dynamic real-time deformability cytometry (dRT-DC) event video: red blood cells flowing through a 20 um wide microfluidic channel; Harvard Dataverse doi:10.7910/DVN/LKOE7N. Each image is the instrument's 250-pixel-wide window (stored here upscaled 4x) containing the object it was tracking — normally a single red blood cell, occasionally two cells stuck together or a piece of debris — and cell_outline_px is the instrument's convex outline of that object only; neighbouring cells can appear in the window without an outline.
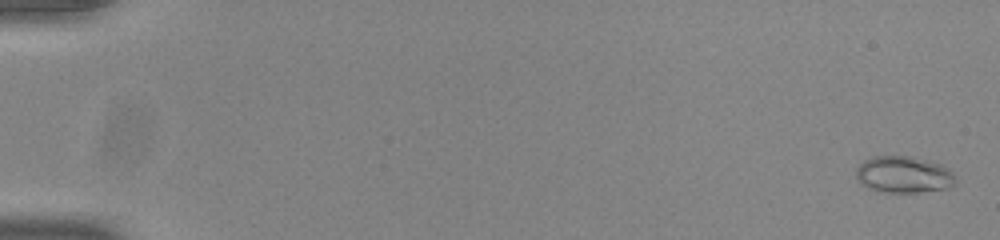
{"species": "common noctule bat (a hibernating species)", "species_latin": "Nyctalus noctula", "temperature_condition": "room temperature", "stored_images_in_passage": 55, "camera_frame_rate_fps": 3000, "um_per_image_px": 0.085, "animal": {"sex": "male", "body_mass_g": 20.0, "forearm_length_mm": 53.3}, "frame": {"image": 1, "passage_image": 2, "time_ms": 0.333, "image_size_px": [1000, 240], "cell_outline_px": [[956, 184], [948, 188], [916, 192], [884, 192], [868, 188], [856, 176], [856, 168], [864, 160], [872, 156], [912, 156], [940, 164], [948, 168], [952, 172], [956, 180]], "centroid_in_image_um": [76.83, 14.83], "position_along_channel_um": 8.2, "area_um2": 21.15}}
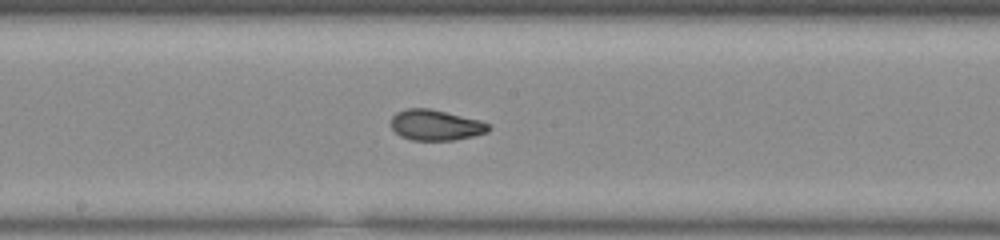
{"frame": {"image": 2, "passage_image": 31, "time_ms": 10.0, "image_size_px": [1000, 240], "cell_outline_px": [[492, 128], [488, 132], [456, 140], [412, 140], [400, 136], [392, 128], [392, 116], [396, 112], [408, 108], [428, 108], [480, 120], [488, 124]], "centroid_in_image_um": [37.04, 10.63], "position_along_channel_um": 211.2, "area_um2": 17.34}}
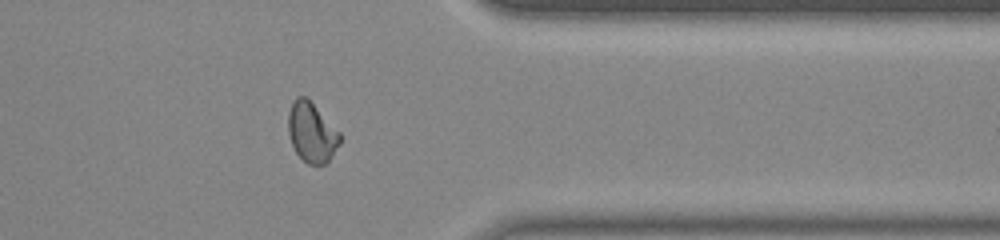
{"frame": {"image": 3, "passage_image": 45, "time_ms": 14.667, "image_size_px": [1000, 240], "cell_outline_px": [[340, 144], [328, 160], [324, 164], [308, 164], [296, 152], [292, 144], [288, 132], [288, 112], [296, 96], [304, 96], [340, 132]], "centroid_in_image_um": [26.48, 11.26], "position_along_channel_um": 384.9, "area_um2": 17.57}, "authors_computed_cell_mechanics": {"area_um2": 18.0914, "velocity_mm_per_s": 3.9016, "shape_relaxation_time_tau1_ms": null, "shape_relaxation_time_tau2_ms": 1.1983, "deformation_change_tau1": null, "deformation_change_tau2": 0.0585}}